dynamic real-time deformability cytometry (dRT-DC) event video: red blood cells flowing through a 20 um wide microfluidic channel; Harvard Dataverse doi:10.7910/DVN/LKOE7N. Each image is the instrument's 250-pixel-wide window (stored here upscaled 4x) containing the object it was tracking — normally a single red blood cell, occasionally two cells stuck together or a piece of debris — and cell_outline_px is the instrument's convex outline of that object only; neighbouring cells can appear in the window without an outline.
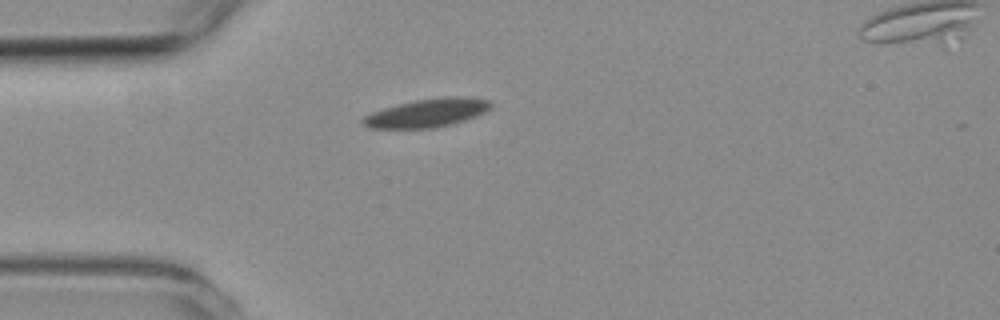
{"species": "common noctule bat (a hibernating species)", "species_latin": "Nyctalus noctula", "temperature_condition": "room temperature", "stored_images_in_passage": 2, "segment_of_instrument_passage": [1, 2], "camera_frame_rate_fps": 3000, "um_per_image_px": 0.085, "animal": {"sex": "female", "body_mass_g": 19.3, "forearm_length_mm": 54.1}, "frame": {"image": 1, "passage_image": 1, "time_ms": 0.0, "image_size_px": [1000, 320], "cell_outline_px": [[492, 108], [476, 116], [452, 124], [436, 128], [368, 128], [360, 120], [364, 116], [372, 112], [384, 108], [416, 100], [448, 96], [472, 96], [492, 100]], "centroid_in_image_um": [36.37, 9.59], "position_along_channel_um": 48.6, "area_um2": 21.33}}